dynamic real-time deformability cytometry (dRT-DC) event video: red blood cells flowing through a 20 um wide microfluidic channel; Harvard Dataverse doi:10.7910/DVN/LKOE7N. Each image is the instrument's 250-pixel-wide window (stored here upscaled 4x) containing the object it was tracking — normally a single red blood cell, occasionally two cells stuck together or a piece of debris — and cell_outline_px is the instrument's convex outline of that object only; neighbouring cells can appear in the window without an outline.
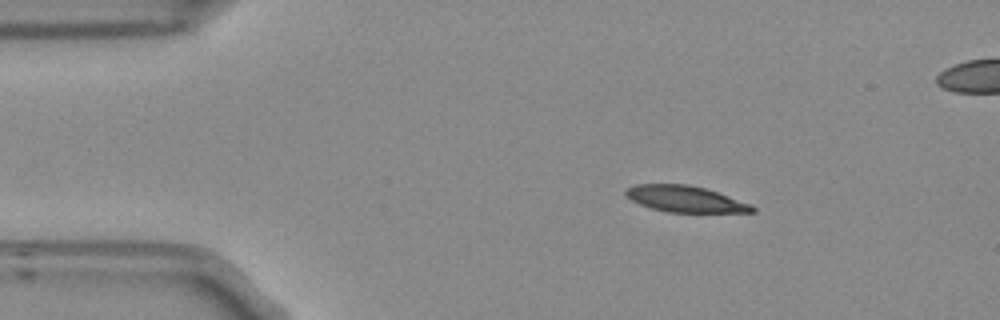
{"species": "Egyptian fruit bat (a non-hibernating species)", "species_latin": "Rousettus aegyptiacus", "temperature_condition": "room temperature", "stored_images_in_passage": 4, "camera_frame_rate_fps": 3000, "um_per_image_px": 0.085, "frame": {"image": 1, "passage_image": 1, "time_ms": 0.0, "image_size_px": [1000, 320], "cell_outline_px": [[756, 212], [668, 212], [652, 208], [640, 204], [624, 196], [624, 192], [628, 188], [636, 184], [688, 184], [704, 188], [752, 204], [756, 208]], "centroid_in_image_um": [58.24, 16.91], "position_along_channel_um": 26.8, "area_um2": 19.25}}